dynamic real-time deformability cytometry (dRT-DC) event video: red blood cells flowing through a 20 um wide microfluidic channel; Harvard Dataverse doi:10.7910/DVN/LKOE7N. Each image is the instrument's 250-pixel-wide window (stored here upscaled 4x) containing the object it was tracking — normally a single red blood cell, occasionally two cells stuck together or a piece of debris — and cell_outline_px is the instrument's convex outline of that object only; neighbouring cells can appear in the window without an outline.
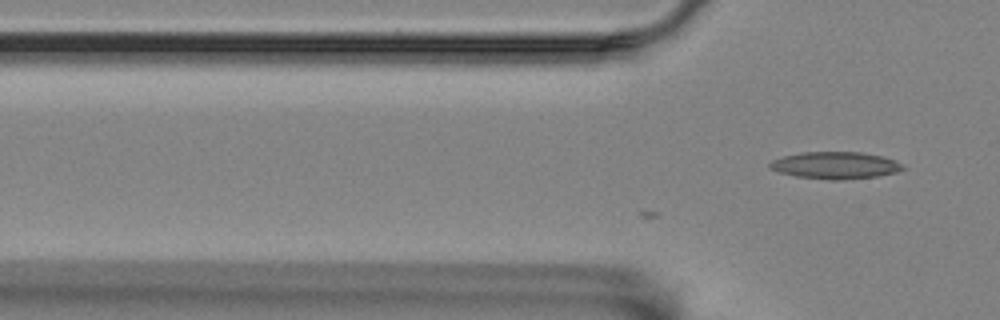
{"species": "Egyptian fruit bat (a non-hibernating species)", "species_latin": "Rousettus aegyptiacus", "temperature_condition": "room temperature", "stored_images_in_passage": 2, "camera_frame_rate_fps": 3000, "um_per_image_px": 0.085, "animal": {"sex": "female"}, "frame": {"image": 1, "passage_image": 2, "time_ms": 0.333, "image_size_px": [1000, 320], "cell_outline_px": [[908, 168], [896, 172], [880, 176], [840, 180], [832, 180], [796, 176], [780, 172], [768, 168], [768, 164], [772, 160], [784, 156], [800, 152], [860, 152], [880, 156], [904, 164]], "centroid_in_image_um": [71.01, 14.06], "position_along_channel_um": 54.8, "area_um2": 20.98}}